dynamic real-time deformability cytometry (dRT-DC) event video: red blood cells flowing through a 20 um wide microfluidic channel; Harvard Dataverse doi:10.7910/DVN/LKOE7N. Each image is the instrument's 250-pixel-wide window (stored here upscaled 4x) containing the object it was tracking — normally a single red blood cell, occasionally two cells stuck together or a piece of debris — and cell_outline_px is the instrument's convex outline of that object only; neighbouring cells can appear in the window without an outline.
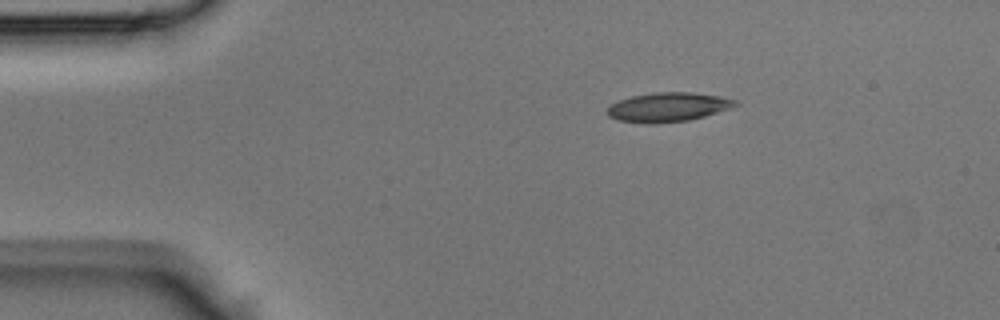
{"species": "Egyptian fruit bat (a non-hibernating species)", "species_latin": "Rousettus aegyptiacus", "temperature_condition": "room temperature", "stored_images_in_passage": 37, "camera_frame_rate_fps": 3000, "um_per_image_px": 0.085, "animal": {"sex": "male"}, "frame": {"image": 1, "passage_image": 1, "time_ms": 0.0, "image_size_px": [1000, 320], "cell_outline_px": [[740, 104], [704, 116], [688, 120], [656, 124], [648, 124], [616, 120], [608, 116], [604, 112], [612, 104], [620, 100], [632, 96], [652, 92], [692, 92], [720, 96], [736, 100]], "centroid_in_image_um": [56.74, 9.11], "position_along_channel_um": 28.3, "area_um2": 21.85}}
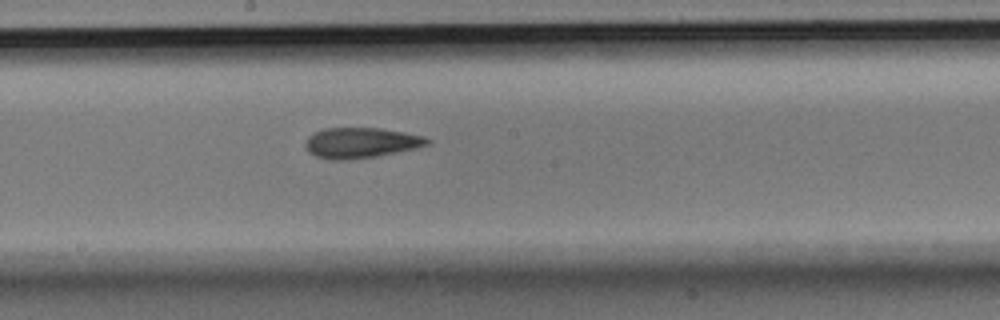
{"frame": {"image": 2, "passage_image": 17, "time_ms": 5.333, "image_size_px": [1000, 320], "cell_outline_px": [[432, 140], [428, 144], [416, 148], [376, 156], [344, 160], [332, 160], [316, 156], [308, 152], [304, 144], [308, 136], [324, 128], [380, 128], [404, 132], [424, 136]], "centroid_in_image_um": [30.67, 12.13], "position_along_channel_um": 217.5, "area_um2": 21.56}}
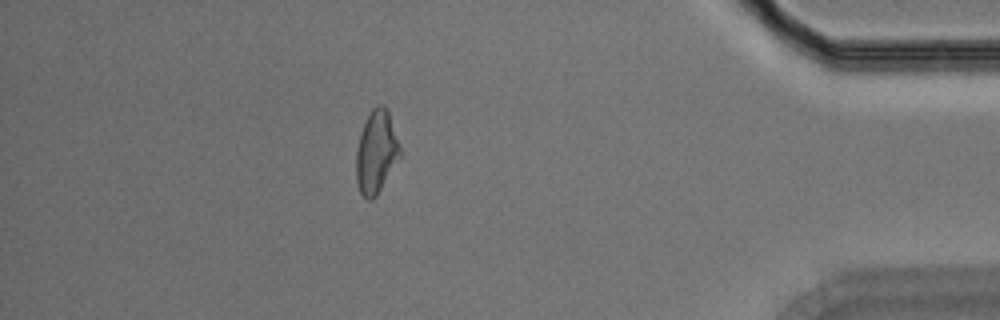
{"frame": {"image": 3, "passage_image": 32, "time_ms": 10.333, "image_size_px": [1000, 320], "cell_outline_px": [[400, 156], [376, 196], [372, 200], [368, 200], [360, 192], [356, 180], [356, 148], [360, 132], [372, 108], [376, 104], [384, 104], [388, 108], [400, 144]], "centroid_in_image_um": [31.98, 12.87], "position_along_channel_um": 403.2, "area_um2": 21.21}}